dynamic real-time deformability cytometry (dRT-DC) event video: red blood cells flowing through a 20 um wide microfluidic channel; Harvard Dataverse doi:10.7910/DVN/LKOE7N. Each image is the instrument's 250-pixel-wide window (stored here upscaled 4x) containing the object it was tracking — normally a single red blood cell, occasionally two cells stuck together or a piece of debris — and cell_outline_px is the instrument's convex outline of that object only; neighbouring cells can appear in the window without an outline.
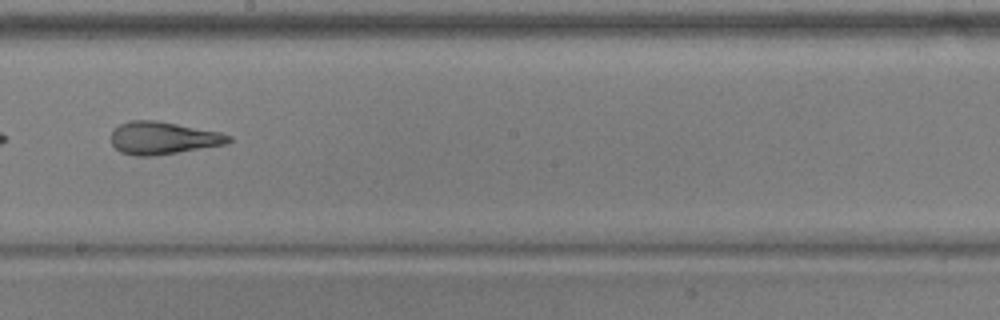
{"species": "common noctule bat (a hibernating species)", "species_latin": "Nyctalus noctula", "temperature_condition": "warm", "stored_images_in_passage": 53, "camera_frame_rate_fps": 3000, "um_per_image_px": 0.085, "animal": {"sex": "male", "body_mass_g": 17.9, "forearm_length_mm": 54.2}, "frame": {"image": 1, "passage_image": 31, "time_ms": 10.0, "image_size_px": [1000, 320], "cell_outline_px": [[232, 140], [224, 144], [152, 156], [136, 156], [120, 152], [112, 144], [112, 132], [120, 124], [132, 120], [156, 120], [220, 132], [232, 136]], "centroid_in_image_um": [13.84, 11.72], "position_along_channel_um": 234.4, "area_um2": 21.96}, "authors_computed_cell_mechanics": {"area_um2": 25.6632, "velocity_mm_per_s": 3.7356, "shape_relaxation_time_tau1_ms": 7.9801, "shape_relaxation_time_tau2_ms": 1.5659, "deformation_change_tau1": 0.2277, "deformation_change_tau2": 0.1094}}